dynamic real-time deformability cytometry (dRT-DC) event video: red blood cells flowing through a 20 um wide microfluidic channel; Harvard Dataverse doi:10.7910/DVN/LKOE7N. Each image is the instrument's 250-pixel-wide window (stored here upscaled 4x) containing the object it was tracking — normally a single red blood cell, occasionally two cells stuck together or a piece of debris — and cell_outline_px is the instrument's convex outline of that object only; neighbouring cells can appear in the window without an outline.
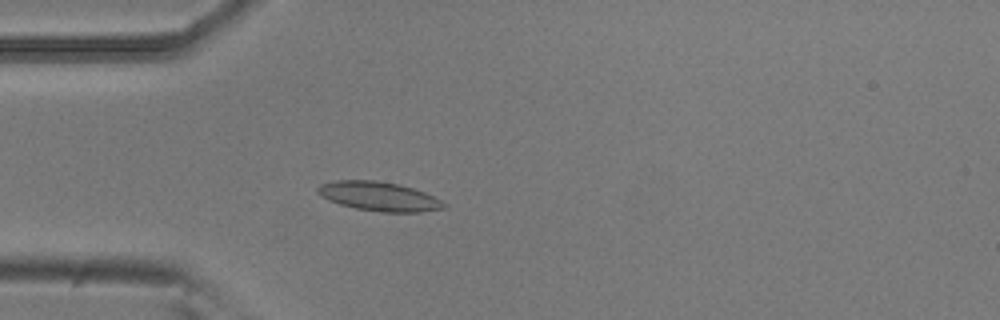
{"species": "common noctule bat (a hibernating species)", "species_latin": "Nyctalus noctula", "temperature_condition": "room temperature", "stored_images_in_passage": 5, "camera_frame_rate_fps": 3000, "um_per_image_px": 0.085, "animal": {"sex": "male", "body_mass_g": 20.5, "forearm_length_mm": 52.5}, "frame": {"image": 1, "passage_image": 5, "time_ms": 1.333, "image_size_px": [1000, 320], "cell_outline_px": [[448, 208], [420, 212], [380, 212], [356, 208], [340, 204], [328, 200], [320, 196], [316, 192], [316, 188], [320, 184], [336, 180], [376, 180], [400, 184], [424, 192], [448, 204]], "centroid_in_image_um": [32.21, 16.69], "position_along_channel_um": 52.8, "area_um2": 21.62}}